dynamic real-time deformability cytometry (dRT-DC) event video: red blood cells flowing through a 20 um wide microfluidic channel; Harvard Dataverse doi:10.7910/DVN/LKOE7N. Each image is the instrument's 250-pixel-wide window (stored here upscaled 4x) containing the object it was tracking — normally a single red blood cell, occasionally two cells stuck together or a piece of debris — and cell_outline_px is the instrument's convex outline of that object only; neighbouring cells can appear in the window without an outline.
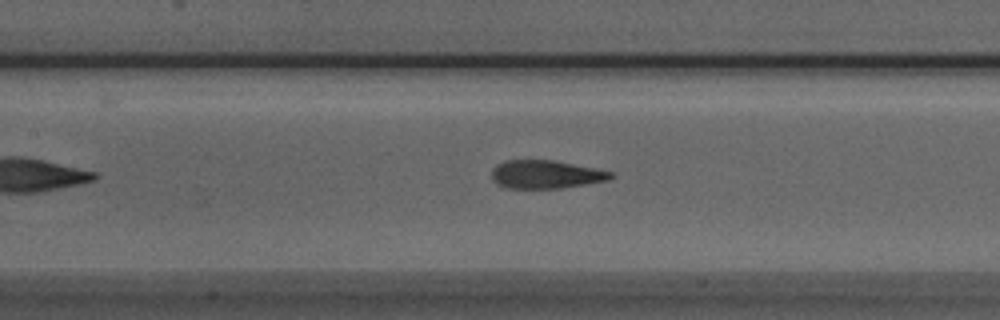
{"species": "Egyptian fruit bat (a non-hibernating species)", "species_latin": "Rousettus aegyptiacus", "temperature_condition": "room temperature", "stored_images_in_passage": 34, "camera_frame_rate_fps": 3000, "um_per_image_px": 0.085, "animal": {"sex": "male"}, "frame": {"image": 1, "passage_image": 8, "time_ms": 2.333, "image_size_px": [1000, 320], "cell_outline_px": [[616, 176], [608, 180], [560, 188], [508, 188], [496, 184], [492, 180], [492, 168], [496, 164], [504, 160], [552, 160], [612, 172]], "centroid_in_image_um": [46.34, 14.82], "position_along_channel_um": 161.1, "area_um2": 19.48}}
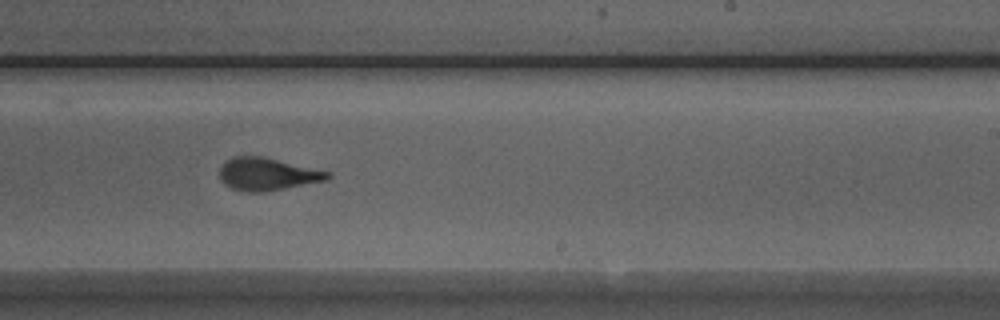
{"frame": {"image": 2, "passage_image": 16, "time_ms": 5.0, "image_size_px": [1000, 320], "cell_outline_px": [[332, 176], [328, 180], [264, 192], [248, 192], [232, 188], [224, 184], [220, 180], [220, 168], [224, 160], [232, 156], [260, 156], [332, 172]], "centroid_in_image_um": [22.71, 14.8], "position_along_channel_um": 266.3, "area_um2": 20.58}}
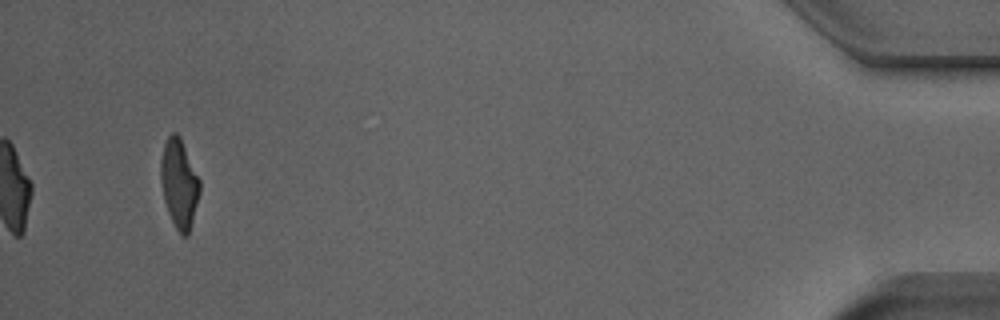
{"frame": {"image": 3, "passage_image": 34, "time_ms": 11.0, "image_size_px": [1000, 320], "cell_outline_px": [[200, 192], [188, 236], [180, 236], [168, 212], [164, 200], [160, 180], [160, 160], [164, 144], [168, 136], [172, 132], [176, 132], [180, 136], [200, 180]], "centroid_in_image_um": [15.22, 15.59], "position_along_channel_um": 420.0, "area_um2": 20.23}, "authors_computed_cell_mechanics": {"area_um2": 20.6057, "velocity_mm_per_s": 3.9649, "shape_relaxation_time_tau1_ms": 3.3923, "shape_relaxation_time_tau2_ms": 1.0508, "deformation_change_tau1": 0.1877, "deformation_change_tau2": 0.0959}}